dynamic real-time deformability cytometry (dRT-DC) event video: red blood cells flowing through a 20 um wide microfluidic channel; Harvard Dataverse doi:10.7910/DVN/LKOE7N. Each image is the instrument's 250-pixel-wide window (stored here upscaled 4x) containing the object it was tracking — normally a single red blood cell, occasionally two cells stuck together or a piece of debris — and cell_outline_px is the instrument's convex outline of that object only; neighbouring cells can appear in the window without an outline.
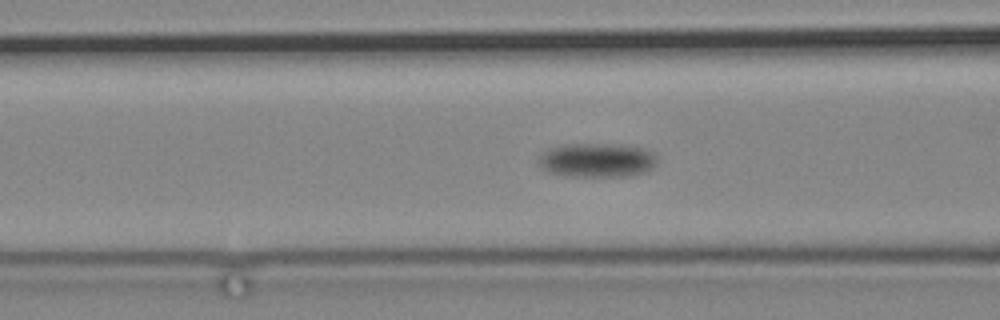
{"species": "common noctule bat (a hibernating species)", "species_latin": "Nyctalus noctula", "temperature_condition": "cold", "stored_images_in_passage": 60, "camera_frame_rate_fps": 3000, "um_per_image_px": 0.085, "animal": {"sex": "male", "body_mass_g": 19.2, "forearm_length_mm": 51.8}, "frame": {"image": 1, "passage_image": 13, "time_ms": 4.0, "image_size_px": [1000, 320], "cell_outline_px": [[656, 164], [652, 168], [644, 172], [628, 176], [568, 176], [548, 172], [540, 168], [536, 164], [540, 152], [548, 148], [560, 144], [604, 144], [640, 148], [656, 156]], "centroid_in_image_um": [50.61, 13.62], "position_along_channel_um": 116.0, "area_um2": 23.58}}
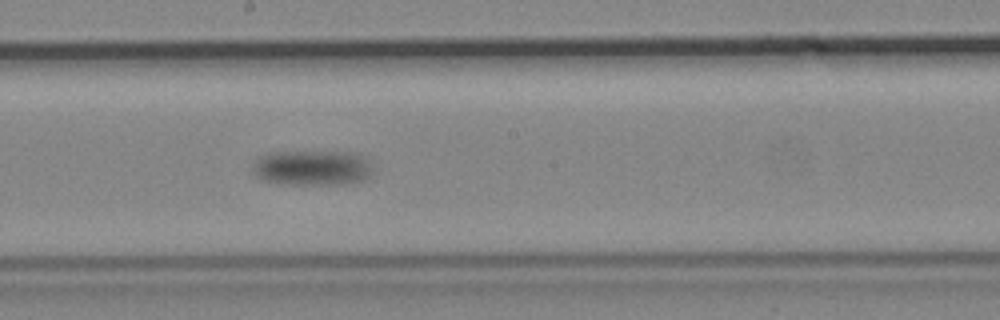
{"frame": {"image": 2, "passage_image": 25, "time_ms": 8.0, "image_size_px": [1000, 320], "cell_outline_px": [[372, 176], [364, 180], [344, 184], [280, 184], [264, 180], [256, 176], [252, 172], [252, 164], [260, 156], [268, 152], [360, 152], [368, 156], [372, 168]], "centroid_in_image_um": [26.59, 14.25], "position_along_channel_um": 221.6, "area_um2": 25.26}}
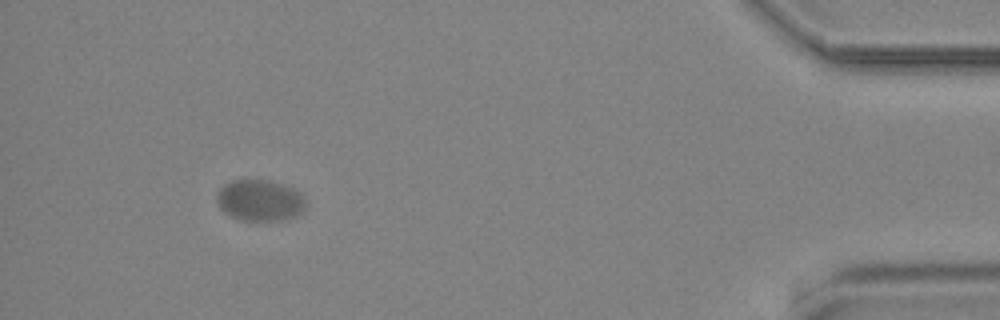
{"frame": {"image": 3, "passage_image": 54, "time_ms": 17.667, "image_size_px": [1000, 320], "cell_outline_px": [[304, 208], [296, 216], [280, 220], [240, 220], [224, 212], [220, 208], [216, 200], [216, 192], [224, 184], [232, 180], [268, 180], [292, 188], [300, 192], [304, 196]], "centroid_in_image_um": [22.05, 17.02], "position_along_channel_um": 413.2, "area_um2": 21.27}}